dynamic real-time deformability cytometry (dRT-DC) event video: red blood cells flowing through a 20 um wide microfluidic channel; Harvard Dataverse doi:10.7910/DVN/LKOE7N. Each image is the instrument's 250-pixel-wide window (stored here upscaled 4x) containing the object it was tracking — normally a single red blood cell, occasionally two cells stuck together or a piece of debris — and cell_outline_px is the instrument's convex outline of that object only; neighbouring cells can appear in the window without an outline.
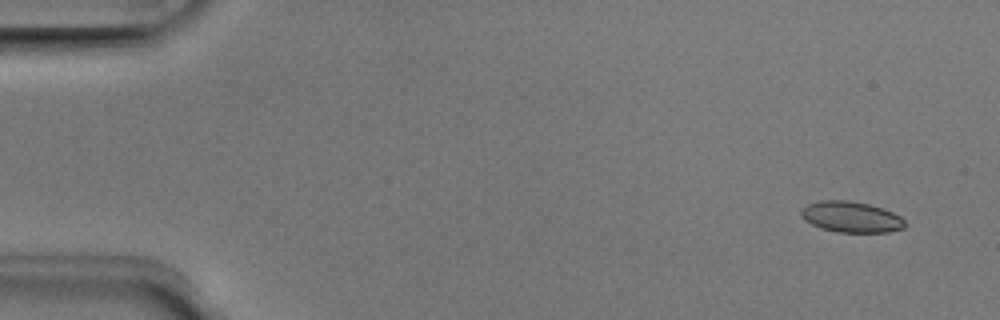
{"species": "Egyptian fruit bat (a non-hibernating species)", "species_latin": "Rousettus aegyptiacus", "temperature_condition": "room temperature", "stored_images_in_passage": 6, "camera_frame_rate_fps": 3000, "um_per_image_px": 0.085, "animal": {"sex": "male"}, "frame": {"image": 1, "passage_image": 2, "time_ms": 0.333, "image_size_px": [1000, 320], "cell_outline_px": [[904, 228], [888, 232], [836, 232], [820, 228], [804, 220], [800, 212], [808, 204], [824, 200], [848, 200], [868, 204], [892, 212], [900, 216], [904, 220]], "centroid_in_image_um": [72.34, 18.45], "position_along_channel_um": 12.7, "area_um2": 18.5}}
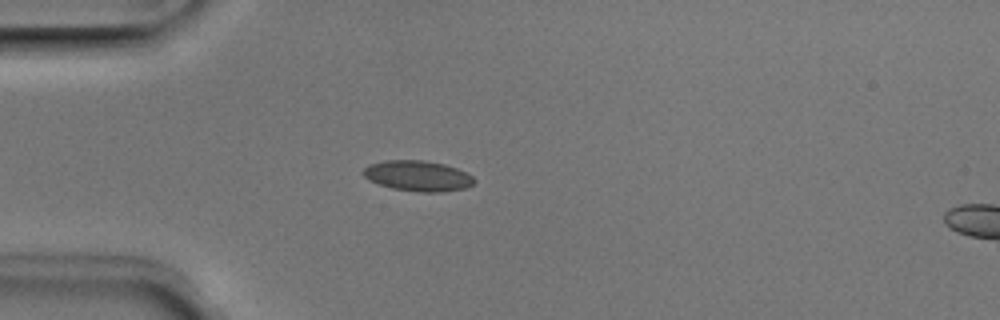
{"frame": {"image": 2, "passage_image": 5, "time_ms": 1.333, "image_size_px": [1000, 320], "cell_outline_px": [[476, 180], [472, 184], [464, 188], [444, 192], [420, 192], [392, 188], [368, 180], [360, 172], [368, 164], [384, 160], [424, 160], [444, 164], [468, 172]], "centroid_in_image_um": [35.49, 14.94], "position_along_channel_um": 49.5, "area_um2": 19.88}}